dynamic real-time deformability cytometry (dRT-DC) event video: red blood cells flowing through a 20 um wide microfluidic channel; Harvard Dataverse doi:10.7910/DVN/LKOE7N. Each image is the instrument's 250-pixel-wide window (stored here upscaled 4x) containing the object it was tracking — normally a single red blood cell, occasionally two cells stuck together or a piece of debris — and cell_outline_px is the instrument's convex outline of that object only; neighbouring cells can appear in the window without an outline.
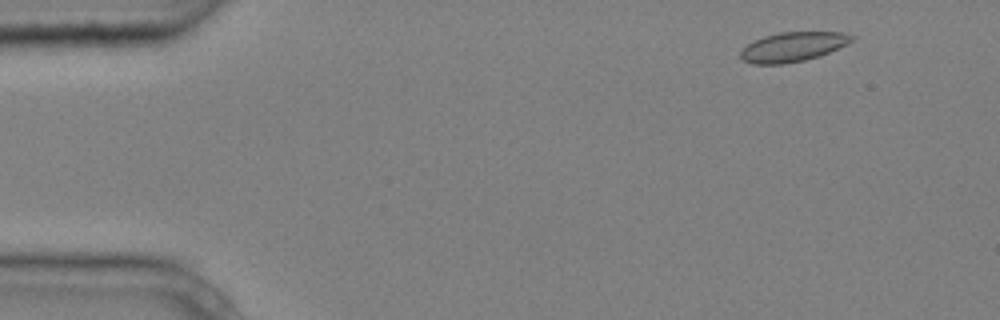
{"species": "common noctule bat (a hibernating species)", "species_latin": "Nyctalus noctula", "temperature_condition": "cold", "stored_images_in_passage": 7, "camera_frame_rate_fps": 3000, "um_per_image_px": 0.085, "animal": {"sex": "male", "body_mass_g": 20.4}, "frame": {"image": 1, "passage_image": 1, "time_ms": 0.0, "image_size_px": [1000, 320], "cell_outline_px": [[856, 40], [848, 44], [820, 56], [804, 60], [784, 64], [752, 64], [744, 60], [740, 56], [740, 52], [748, 44], [764, 36], [780, 32], [844, 32], [856, 36]], "centroid_in_image_um": [67.46, 3.97], "position_along_channel_um": 17.5, "area_um2": 19.19}}
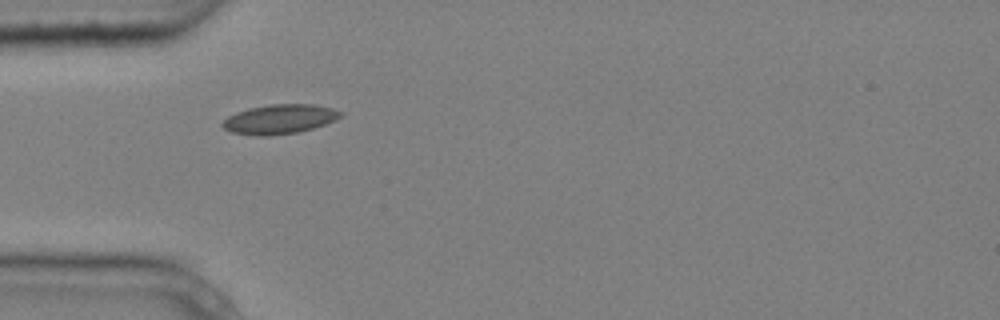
{"frame": {"image": 2, "passage_image": 4, "time_ms": 1.0, "image_size_px": [1000, 320], "cell_outline_px": [[344, 116], [336, 120], [300, 132], [268, 136], [256, 136], [232, 132], [224, 128], [220, 124], [228, 116], [236, 112], [248, 108], [268, 104], [312, 104], [332, 108], [344, 112]], "centroid_in_image_um": [23.78, 10.12], "position_along_channel_um": 61.2, "area_um2": 20.46}}
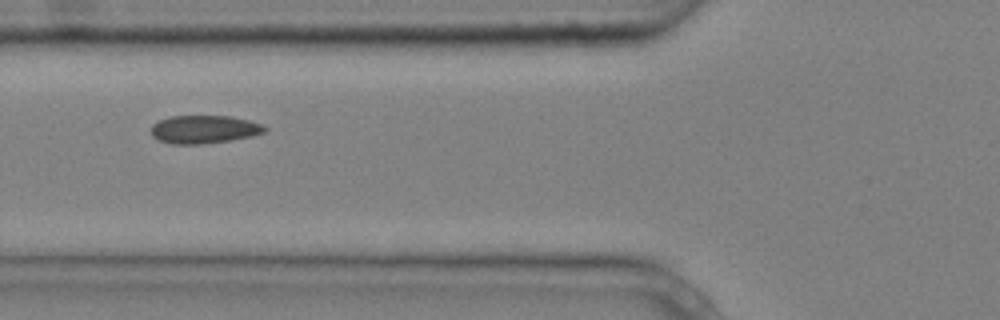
{"frame": {"image": 3, "passage_image": 5, "time_ms": 1.333, "image_size_px": [1000, 320], "cell_outline_px": [[268, 132], [252, 136], [232, 140], [204, 144], [172, 144], [156, 140], [152, 136], [152, 124], [160, 120], [172, 116], [228, 116], [248, 120], [260, 124], [268, 128]], "centroid_in_image_um": [17.36, 11.01], "position_along_channel_um": 108.4, "area_um2": 18.73}}